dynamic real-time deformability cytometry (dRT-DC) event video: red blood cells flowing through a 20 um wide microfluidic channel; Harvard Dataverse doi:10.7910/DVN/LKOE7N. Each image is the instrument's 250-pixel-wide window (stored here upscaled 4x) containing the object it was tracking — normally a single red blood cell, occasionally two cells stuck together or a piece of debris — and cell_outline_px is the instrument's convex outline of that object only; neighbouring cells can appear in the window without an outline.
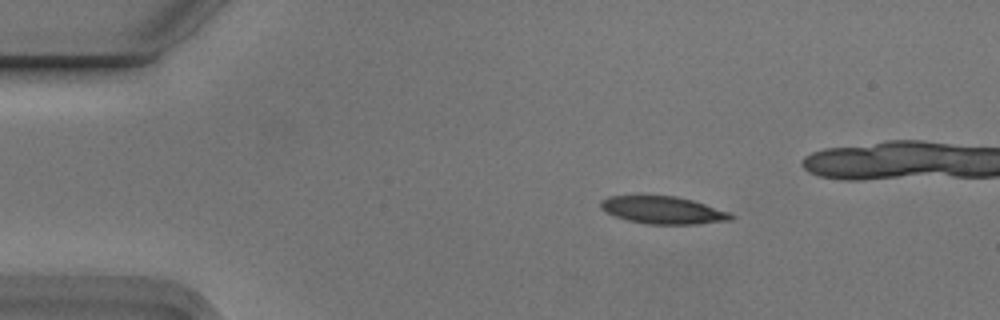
{"species": "Egyptian fruit bat (a non-hibernating species)", "species_latin": "Rousettus aegyptiacus", "temperature_condition": "cold", "stored_images_in_passage": 7, "camera_frame_rate_fps": 3000, "um_per_image_px": 0.085, "animal": {"sex": "male"}, "frame": {"image": 1, "passage_image": 2, "time_ms": 0.333, "image_size_px": [1000, 320], "cell_outline_px": [[736, 216], [732, 220], [696, 224], [648, 224], [628, 220], [604, 212], [600, 208], [600, 200], [608, 196], [676, 196], [692, 200], [728, 212]], "centroid_in_image_um": [56.33, 17.86], "position_along_channel_um": 28.7, "area_um2": 20.75}}
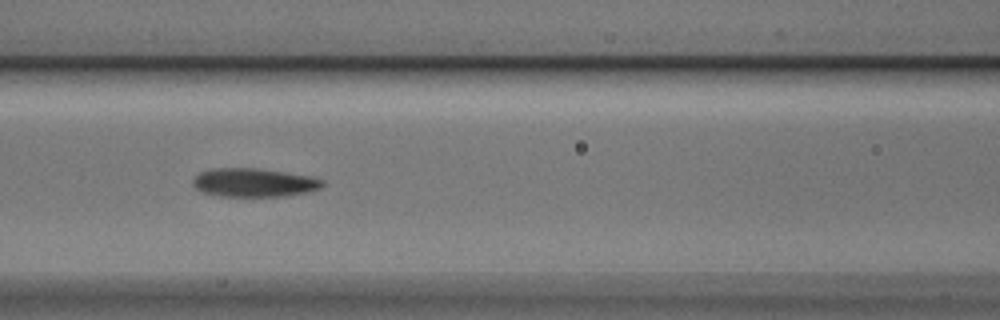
{"frame": {"image": 2, "passage_image": 6, "time_ms": 1.667, "image_size_px": [1000, 320], "cell_outline_px": [[324, 184], [320, 188], [308, 192], [288, 196], [220, 196], [200, 192], [192, 184], [192, 180], [200, 172], [212, 168], [256, 168], [312, 176], [324, 180]], "centroid_in_image_um": [21.59, 15.52], "position_along_channel_um": 145.0, "area_um2": 21.73}}
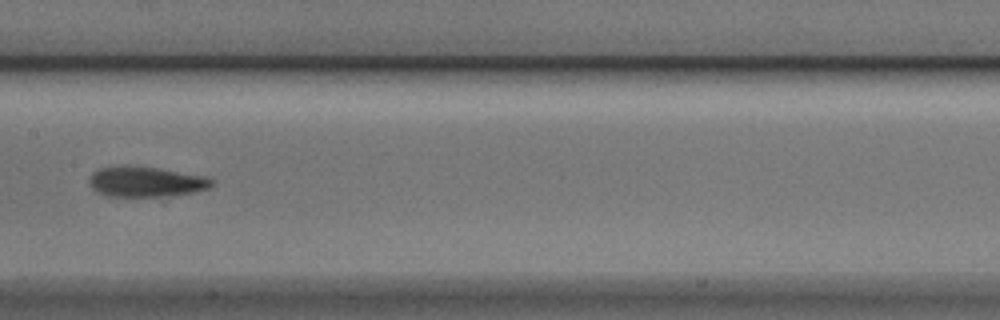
{"frame": {"image": 3, "passage_image": 7, "time_ms": 2.0, "image_size_px": [1000, 320], "cell_outline_px": [[212, 184], [208, 188], [192, 192], [172, 196], [108, 196], [96, 192], [88, 184], [88, 180], [92, 172], [100, 168], [156, 168], [204, 176], [212, 180]], "centroid_in_image_um": [12.37, 15.49], "position_along_channel_um": 195.0, "area_um2": 20.87}}